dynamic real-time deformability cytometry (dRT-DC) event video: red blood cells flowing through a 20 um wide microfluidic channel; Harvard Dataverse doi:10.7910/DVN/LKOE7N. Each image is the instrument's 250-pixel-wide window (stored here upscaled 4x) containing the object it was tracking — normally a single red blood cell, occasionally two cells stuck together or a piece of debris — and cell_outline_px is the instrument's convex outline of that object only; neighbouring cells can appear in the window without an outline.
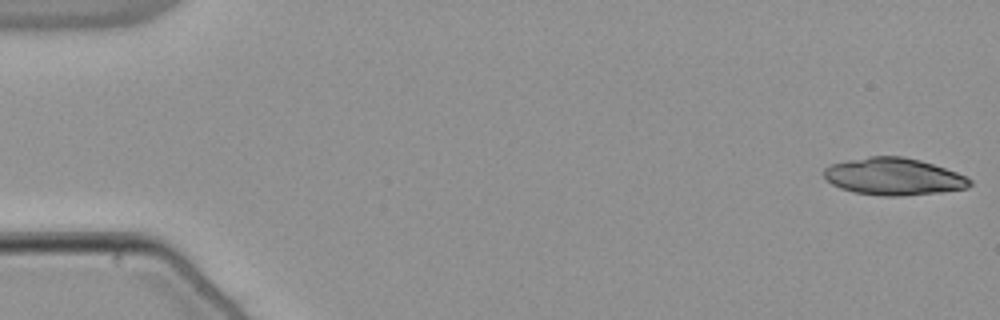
{"species": "common noctule bat (a hibernating species)", "species_latin": "Nyctalus noctula", "temperature_condition": "warm", "stored_images_in_passage": 32, "camera_frame_rate_fps": 3000, "um_per_image_px": 0.085, "animal": {"sex": "male", "body_mass_g": 21.5, "forearm_length_mm": 52.0}, "frame": {"image": 1, "passage_image": 1, "time_ms": 0.0, "image_size_px": [1000, 320], "cell_outline_px": [[972, 184], [968, 188], [940, 192], [904, 196], [880, 196], [852, 192], [840, 188], [832, 184], [824, 176], [824, 168], [832, 164], [848, 160], [868, 156], [904, 156], [920, 160], [968, 176], [972, 180]], "centroid_in_image_um": [75.98, 15.01], "position_along_channel_um": 9.0, "area_um2": 31.73}}